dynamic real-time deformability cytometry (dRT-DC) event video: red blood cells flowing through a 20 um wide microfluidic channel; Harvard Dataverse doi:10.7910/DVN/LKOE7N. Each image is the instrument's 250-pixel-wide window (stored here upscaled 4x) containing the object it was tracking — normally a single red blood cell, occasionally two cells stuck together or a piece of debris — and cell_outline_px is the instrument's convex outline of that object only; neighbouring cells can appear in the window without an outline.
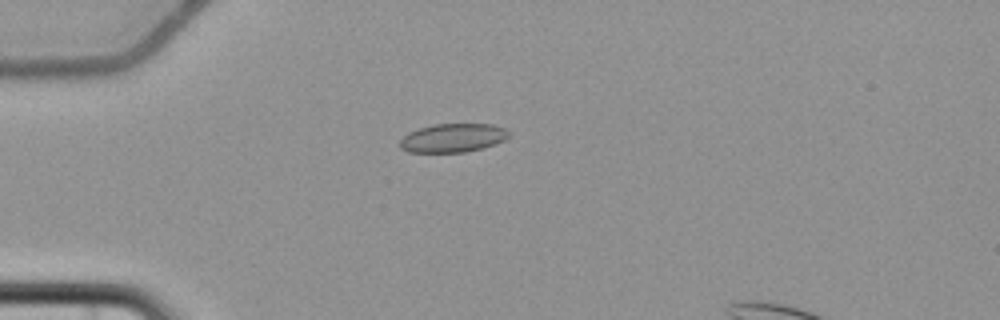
{"species": "common noctule bat (a hibernating species)", "species_latin": "Nyctalus noctula", "temperature_condition": "cold", "stored_images_in_passage": 5, "camera_frame_rate_fps": 3000, "um_per_image_px": 0.085, "animal": {"sex": "female", "body_mass_g": 22.7, "forearm_length_mm": 54.2}, "frame": {"image": 1, "passage_image": 5, "time_ms": 5.0, "image_size_px": [1000, 320], "cell_outline_px": [[512, 132], [504, 140], [496, 144], [484, 148], [464, 152], [408, 152], [400, 148], [400, 140], [408, 132], [420, 128], [436, 124], [492, 124], [504, 128]], "centroid_in_image_um": [38.52, 11.72], "position_along_channel_um": 46.5, "area_um2": 18.26}}